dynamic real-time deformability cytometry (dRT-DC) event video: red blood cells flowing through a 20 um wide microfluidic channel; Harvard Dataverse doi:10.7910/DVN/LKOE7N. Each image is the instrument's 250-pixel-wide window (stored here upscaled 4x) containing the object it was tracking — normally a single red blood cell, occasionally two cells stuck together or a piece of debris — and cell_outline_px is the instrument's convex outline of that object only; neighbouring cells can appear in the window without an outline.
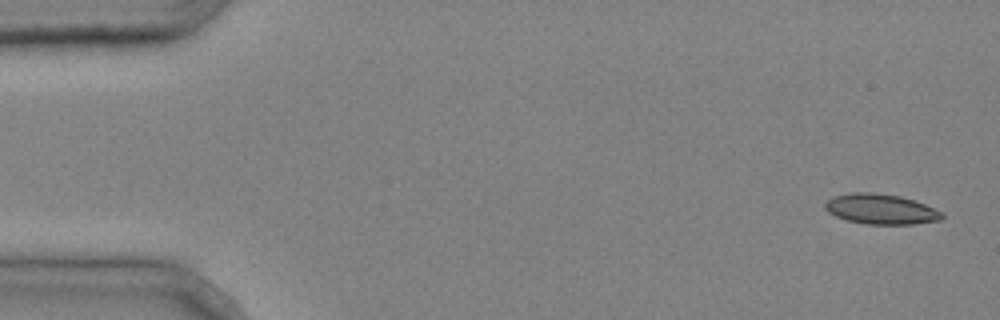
{"species": "common noctule bat (a hibernating species)", "species_latin": "Nyctalus noctula", "temperature_condition": "cold", "stored_images_in_passage": 3, "camera_frame_rate_fps": 3000, "um_per_image_px": 0.085, "animal": {"sex": "male", "body_mass_g": 20.4}, "frame": {"image": 1, "passage_image": 1, "time_ms": 0.0, "image_size_px": [1000, 320], "cell_outline_px": [[944, 216], [940, 220], [912, 224], [868, 224], [848, 220], [836, 216], [828, 212], [824, 208], [824, 204], [832, 196], [852, 192], [868, 192], [900, 196], [924, 204], [944, 212]], "centroid_in_image_um": [74.86, 17.77], "position_along_channel_um": 10.1, "area_um2": 20.46}}
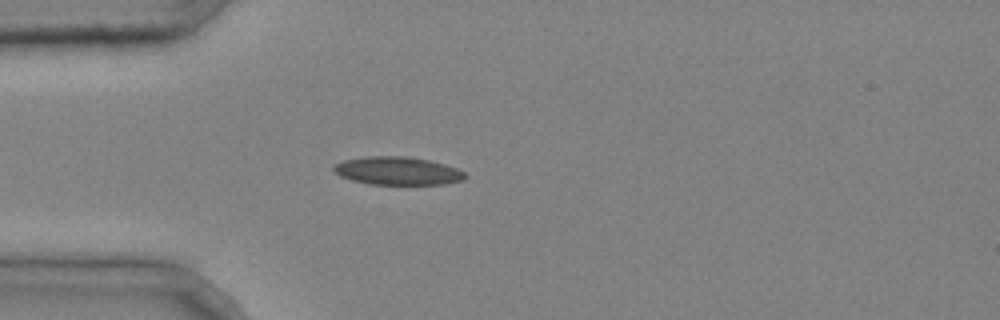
{"frame": {"image": 2, "passage_image": 3, "time_ms": 0.667, "image_size_px": [1000, 320], "cell_outline_px": [[468, 176], [464, 180], [444, 184], [368, 184], [352, 180], [340, 176], [332, 168], [336, 164], [344, 160], [368, 156], [408, 156], [428, 160], [444, 164], [456, 168], [464, 172]], "centroid_in_image_um": [33.81, 14.52], "position_along_channel_um": 51.2, "area_um2": 21.44}}